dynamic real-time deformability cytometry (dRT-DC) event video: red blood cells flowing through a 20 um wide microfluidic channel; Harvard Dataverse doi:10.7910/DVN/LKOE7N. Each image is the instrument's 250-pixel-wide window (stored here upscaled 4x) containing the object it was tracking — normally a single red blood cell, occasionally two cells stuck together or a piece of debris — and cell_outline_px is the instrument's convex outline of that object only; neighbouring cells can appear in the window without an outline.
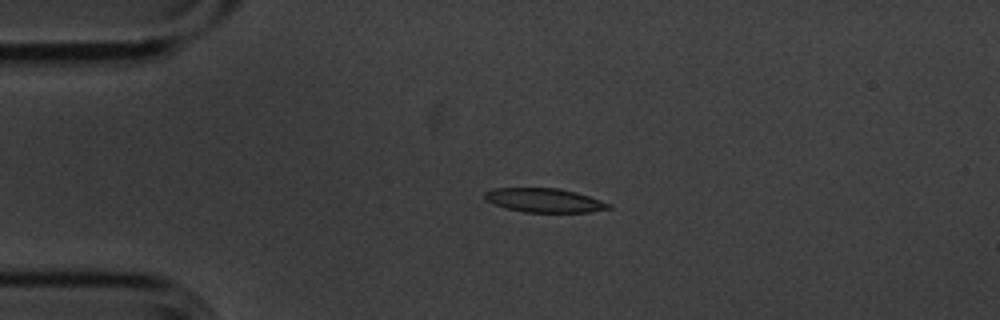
{"species": "common noctule bat (a hibernating species)", "species_latin": "Nyctalus noctula", "temperature_condition": "cold", "stored_images_in_passage": 3, "camera_frame_rate_fps": 3000, "um_per_image_px": 0.085, "animal": {"sex": "male", "body_mass_g": 20.1, "forearm_length_mm": 53.5}, "frame": {"image": 1, "passage_image": 1, "time_ms": 0.0, "image_size_px": [1000, 320], "cell_outline_px": [[612, 208], [588, 212], [524, 212], [504, 208], [484, 200], [484, 192], [496, 188], [560, 188], [576, 192], [612, 204]], "centroid_in_image_um": [46.25, 17.03], "position_along_channel_um": 38.8, "area_um2": 17.4}}
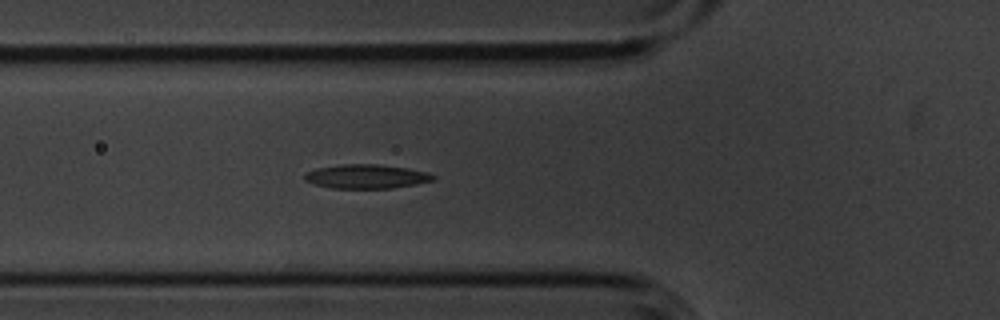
{"frame": {"image": 2, "passage_image": 3, "time_ms": 0.667, "image_size_px": [1000, 320], "cell_outline_px": [[436, 180], [416, 184], [392, 188], [332, 188], [312, 184], [304, 180], [304, 176], [308, 172], [316, 168], [340, 164], [376, 164], [404, 168], [428, 172], [436, 176]], "centroid_in_image_um": [31.14, 15.0], "position_along_channel_um": 94.7, "area_um2": 18.03}}